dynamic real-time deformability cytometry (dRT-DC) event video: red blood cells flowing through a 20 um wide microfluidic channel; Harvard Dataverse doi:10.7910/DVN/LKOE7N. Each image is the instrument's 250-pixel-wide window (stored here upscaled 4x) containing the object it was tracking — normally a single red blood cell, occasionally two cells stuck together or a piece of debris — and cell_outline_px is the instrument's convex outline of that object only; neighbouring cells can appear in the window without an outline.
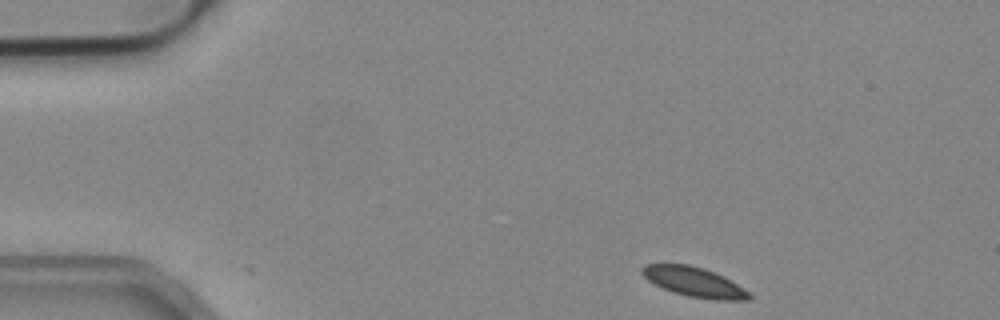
{"species": "common noctule bat (a hibernating species)", "species_latin": "Nyctalus noctula", "temperature_condition": "cold", "stored_images_in_passage": 45, "camera_frame_rate_fps": 3000, "um_per_image_px": 0.085, "animal": {"sex": "male", "body_mass_g": 19.2, "forearm_length_mm": 51.8}, "frame": {"image": 1, "passage_image": 1, "time_ms": 0.0, "image_size_px": [1000, 320], "cell_outline_px": [[752, 296], [748, 300], [716, 300], [688, 296], [672, 292], [648, 280], [640, 272], [640, 268], [644, 264], [688, 264], [704, 268], [724, 276], [744, 288]], "centroid_in_image_um": [59.0, 23.96], "position_along_channel_um": 26.0, "area_um2": 18.5}}
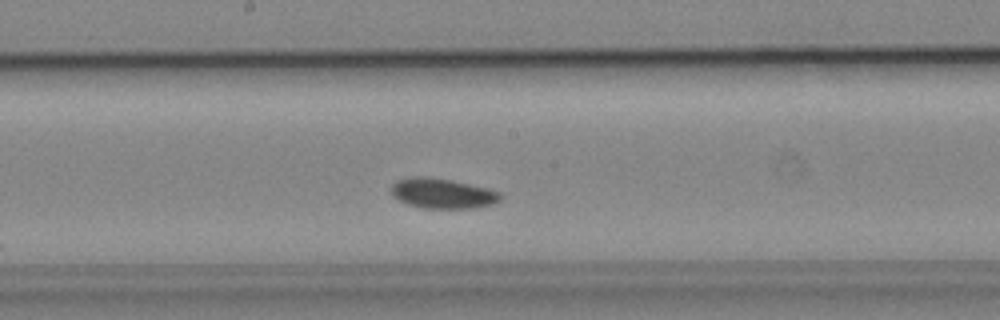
{"frame": {"image": 2, "passage_image": 21, "time_ms": 6.667, "image_size_px": [1000, 320], "cell_outline_px": [[504, 196], [500, 200], [492, 204], [472, 208], [424, 208], [408, 204], [392, 196], [392, 184], [396, 180], [416, 176], [424, 176], [452, 180], [500, 192]], "centroid_in_image_um": [37.6, 16.44], "position_along_channel_um": 210.6, "area_um2": 18.96}}
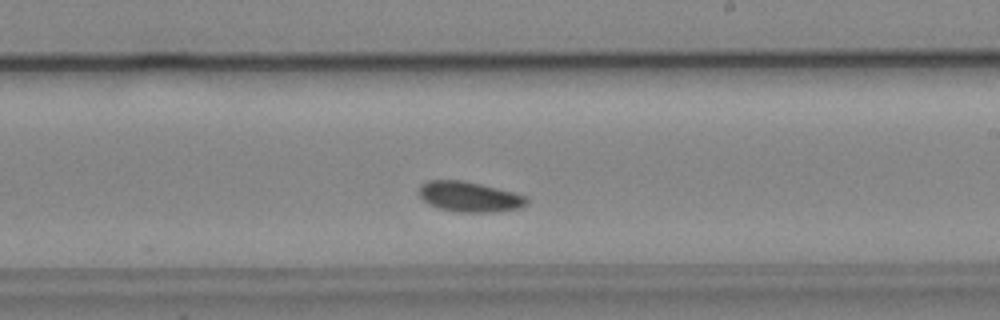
{"frame": {"image": 3, "passage_image": 24, "time_ms": 7.667, "image_size_px": [1000, 320], "cell_outline_px": [[528, 204], [520, 208], [496, 212], [456, 212], [440, 208], [428, 204], [420, 196], [420, 184], [428, 180], [464, 180], [516, 192], [528, 196]], "centroid_in_image_um": [39.95, 16.72], "position_along_channel_um": 249.0, "area_um2": 19.25}, "authors_computed_cell_mechanics": {"area_um2": 18.496, "velocity_mm_per_s": 3.8743, "shape_relaxation_time_tau1_ms": 0.6633, "shape_relaxation_time_tau2_ms": null, "deformation_change_tau1": 0.0471, "deformation_change_tau2": null}}